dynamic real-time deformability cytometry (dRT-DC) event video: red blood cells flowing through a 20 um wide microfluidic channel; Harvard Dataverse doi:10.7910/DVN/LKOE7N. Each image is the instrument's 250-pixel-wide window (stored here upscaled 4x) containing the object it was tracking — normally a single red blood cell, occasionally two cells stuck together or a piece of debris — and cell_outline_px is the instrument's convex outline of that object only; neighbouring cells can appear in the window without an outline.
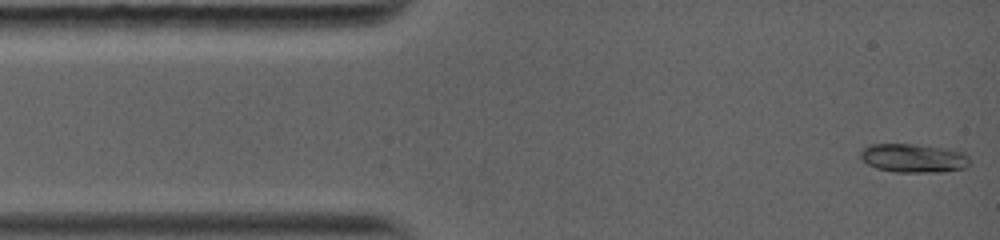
{"species": "common noctule bat (a hibernating species)", "species_latin": "Nyctalus noctula", "temperature_condition": "warm", "stored_images_in_passage": 47, "camera_frame_rate_fps": 5000, "um_per_image_px": 0.085, "animal": {"sex": "female", "body_mass_g": 19.0, "forearm_length_mm": 56.7}, "frame": {"image": 1, "passage_image": 1, "time_ms": 0.0, "image_size_px": [1000, 240], "cell_outline_px": [[968, 164], [964, 168], [940, 172], [896, 172], [876, 168], [868, 164], [860, 156], [860, 152], [864, 148], [872, 144], [916, 144], [944, 148], [964, 152], [968, 156]], "centroid_in_image_um": [77.65, 13.44], "position_along_channel_um": 7.4, "area_um2": 18.15}}
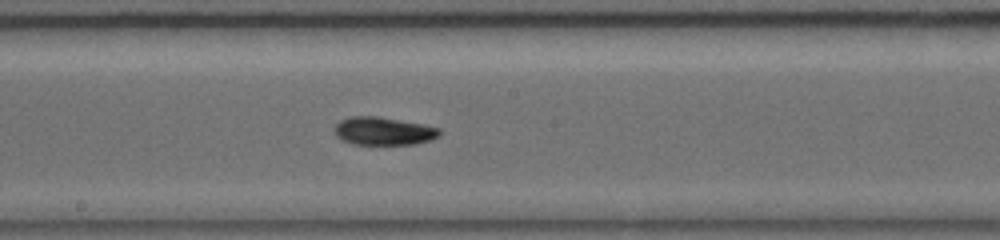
{"frame": {"image": 2, "passage_image": 21, "time_ms": 6.8, "image_size_px": [1000, 240], "cell_outline_px": [[440, 136], [416, 144], [352, 144], [340, 140], [336, 136], [332, 128], [340, 120], [352, 116], [376, 116], [424, 124], [440, 128]], "centroid_in_image_um": [32.56, 11.14], "position_along_channel_um": 215.6, "area_um2": 17.28}}
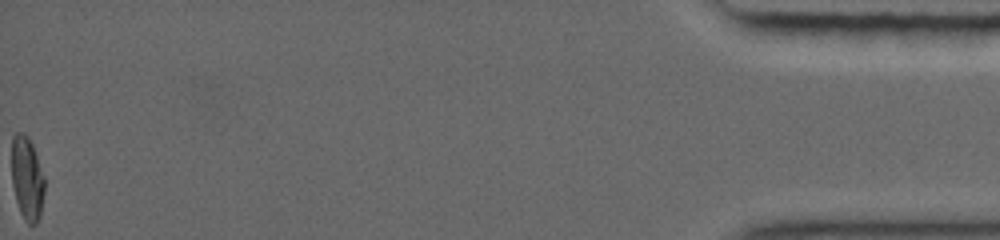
{"frame": {"image": 3, "passage_image": 47, "time_ms": 15.6, "image_size_px": [1000, 240], "cell_outline_px": [[44, 192], [40, 216], [36, 224], [28, 224], [24, 220], [20, 212], [16, 200], [12, 184], [12, 136], [16, 132], [24, 132], [28, 136], [32, 144], [44, 176]], "centroid_in_image_um": [2.29, 15.16], "position_along_channel_um": 432.9, "area_um2": 16.07}, "authors_computed_cell_mechanics": {"area_um2": 16.762, "velocity_mm_per_s": 4.1327, "shape_relaxation_time_tau1_ms": 7.2297, "shape_relaxation_time_tau2_ms": 2.0865, "deformation_change_tau1": 0.2178, "deformation_change_tau2": 0.0387}}